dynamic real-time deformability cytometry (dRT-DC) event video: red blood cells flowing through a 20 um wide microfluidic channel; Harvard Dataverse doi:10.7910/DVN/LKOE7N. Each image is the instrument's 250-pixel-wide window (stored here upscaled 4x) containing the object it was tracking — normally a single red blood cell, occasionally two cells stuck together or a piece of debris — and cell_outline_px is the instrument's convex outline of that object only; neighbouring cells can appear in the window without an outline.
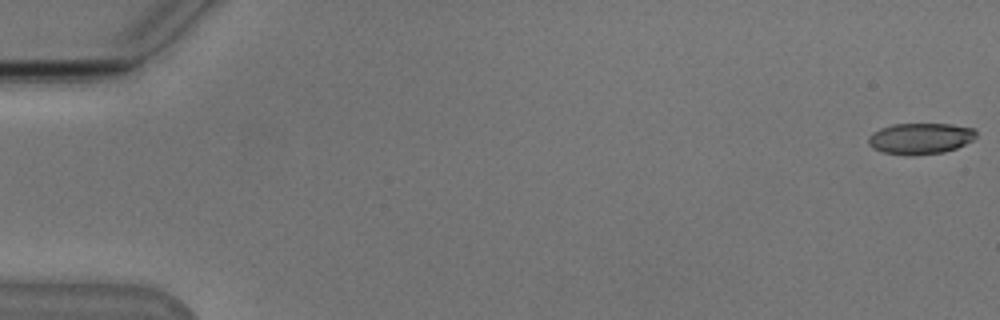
{"species": "Egyptian fruit bat (a non-hibernating species)", "species_latin": "Rousettus aegyptiacus", "temperature_condition": "cold", "stored_images_in_passage": 54, "camera_frame_rate_fps": 3000, "um_per_image_px": 0.085, "animal": {"sex": "male"}, "frame": {"image": 1, "passage_image": 1, "time_ms": 0.0, "image_size_px": [1000, 320], "cell_outline_px": [[976, 136], [972, 140], [956, 148], [944, 152], [912, 156], [884, 152], [872, 148], [868, 144], [868, 136], [872, 132], [880, 128], [892, 124], [952, 124], [976, 128]], "centroid_in_image_um": [78.22, 11.77], "position_along_channel_um": 6.8, "area_um2": 19.71}}
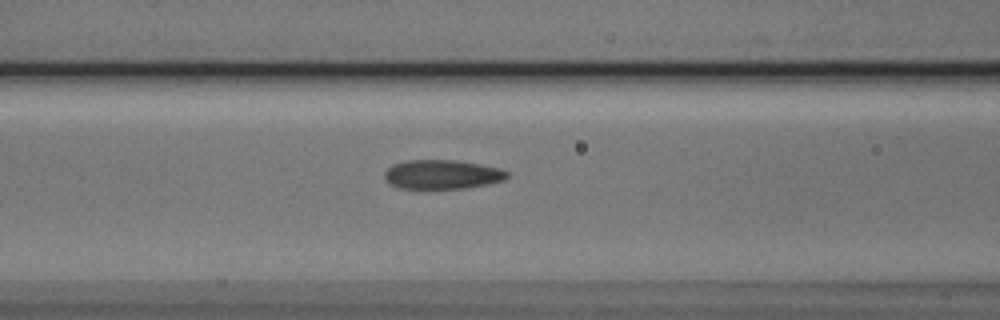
{"frame": {"image": 2, "passage_image": 23, "time_ms": 7.333, "image_size_px": [1000, 320], "cell_outline_px": [[508, 176], [504, 180], [488, 184], [464, 188], [428, 192], [424, 192], [400, 188], [392, 184], [384, 176], [384, 172], [392, 164], [408, 160], [456, 160], [480, 164], [500, 168], [508, 172]], "centroid_in_image_um": [37.55, 14.87], "position_along_channel_um": 129.0, "area_um2": 21.68}}
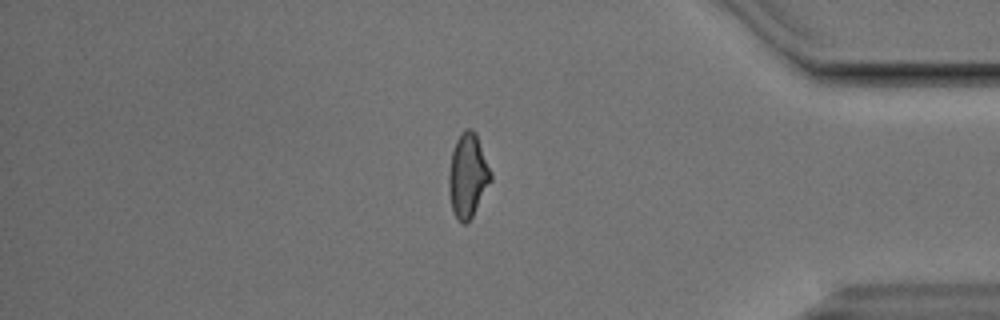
{"frame": {"image": 3, "passage_image": 46, "time_ms": 15.0, "image_size_px": [1000, 320], "cell_outline_px": [[492, 180], [472, 216], [464, 224], [456, 220], [452, 212], [448, 188], [448, 176], [452, 152], [456, 140], [460, 132], [464, 128], [472, 128], [476, 132], [492, 172]], "centroid_in_image_um": [39.76, 14.9], "position_along_channel_um": 395.4, "area_um2": 20.81}, "authors_computed_cell_mechanics": {"area_um2": 20.6635, "velocity_mm_per_s": 3.837, "shape_relaxation_time_tau1_ms": 4.2496, "shape_relaxation_time_tau2_ms": 1.7939, "deformation_change_tau1": 0.1241, "deformation_change_tau2": 0.0891}}